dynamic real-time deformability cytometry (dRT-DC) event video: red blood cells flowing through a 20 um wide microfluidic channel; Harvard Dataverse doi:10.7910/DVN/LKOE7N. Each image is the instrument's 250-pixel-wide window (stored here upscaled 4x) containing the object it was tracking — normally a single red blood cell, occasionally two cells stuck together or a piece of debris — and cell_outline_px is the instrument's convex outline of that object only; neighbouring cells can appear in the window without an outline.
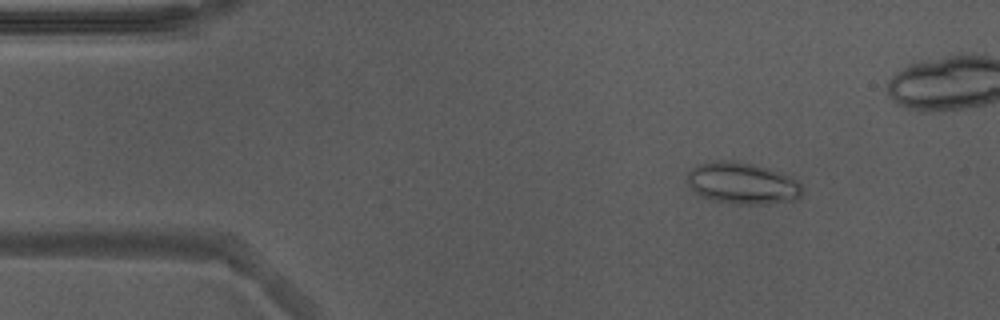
{"species": "Egyptian fruit bat (a non-hibernating species)", "species_latin": "Rousettus aegyptiacus", "temperature_condition": "warm", "stored_images_in_passage": 4, "camera_frame_rate_fps": 3000, "um_per_image_px": 0.085, "animal": {"sex": "male"}, "frame": {"image": 1, "passage_image": 2, "time_ms": 0.333, "image_size_px": [1000, 320], "cell_outline_px": [[804, 192], [796, 200], [768, 204], [736, 204], [712, 200], [696, 192], [688, 184], [688, 172], [692, 168], [700, 164], [716, 160], [732, 160], [752, 164], [768, 168], [780, 172], [796, 180], [800, 184]], "centroid_in_image_um": [63.13, 15.58], "position_along_channel_um": 21.9, "area_um2": 27.8}}